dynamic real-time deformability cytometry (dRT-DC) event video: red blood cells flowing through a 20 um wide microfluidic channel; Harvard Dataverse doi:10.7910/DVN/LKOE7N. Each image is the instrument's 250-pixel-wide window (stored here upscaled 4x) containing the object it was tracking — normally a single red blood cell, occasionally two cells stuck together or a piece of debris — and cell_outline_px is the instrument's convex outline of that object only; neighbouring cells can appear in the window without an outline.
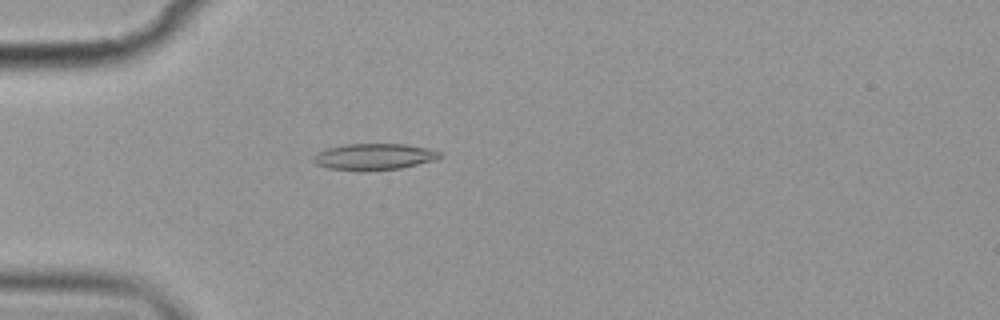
{"species": "common noctule bat (a hibernating species)", "species_latin": "Nyctalus noctula", "temperature_condition": "cold", "stored_images_in_passage": 1, "camera_frame_rate_fps": 3000, "um_per_image_px": 0.085, "animal": {"sex": "female", "body_mass_g": 19.9}, "frame": {"image": 1, "passage_image": 1, "time_ms": 0.0, "image_size_px": [1000, 320], "cell_outline_px": [[444, 156], [436, 160], [400, 168], [328, 168], [316, 164], [312, 160], [312, 156], [316, 152], [328, 148], [344, 144], [404, 144], [428, 148], [444, 152]], "centroid_in_image_um": [31.86, 13.27], "position_along_channel_um": 53.1, "area_um2": 18.84}}